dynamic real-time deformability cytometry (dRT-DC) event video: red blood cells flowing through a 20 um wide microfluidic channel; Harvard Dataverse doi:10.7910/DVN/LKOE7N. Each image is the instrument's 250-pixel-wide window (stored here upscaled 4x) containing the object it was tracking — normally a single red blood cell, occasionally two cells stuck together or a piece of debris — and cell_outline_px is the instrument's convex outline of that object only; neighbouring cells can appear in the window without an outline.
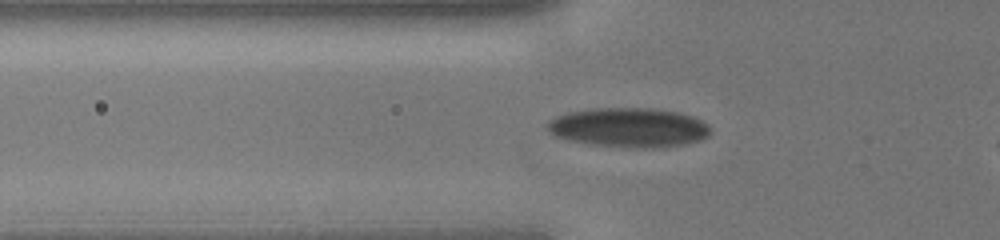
{"species": "human", "species_latin": "Homo sapiens", "temperature_condition": "cold", "stored_images_in_passage": 36, "camera_frame_rate_fps": 3000, "um_per_image_px": 0.085, "donor": {"sex": "male"}, "frame": {"image": 1, "passage_image": 11, "time_ms": 3.333, "image_size_px": [1000, 240], "cell_outline_px": [[712, 132], [708, 136], [700, 140], [684, 144], [664, 148], [636, 148], [588, 144], [568, 140], [556, 136], [548, 128], [548, 120], [564, 112], [592, 108], [652, 108], [680, 112], [696, 116], [708, 124]], "centroid_in_image_um": [53.5, 10.83], "position_along_channel_um": 72.3, "area_um2": 38.03}}
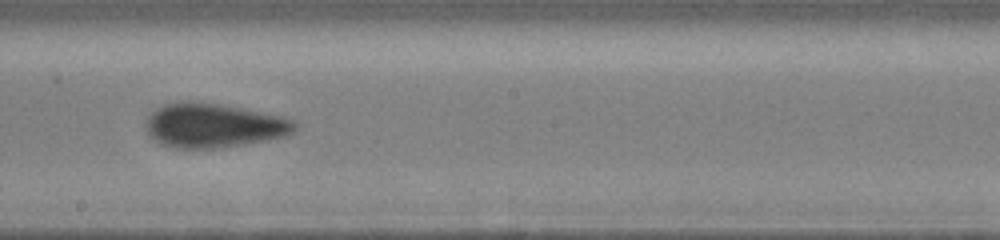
{"frame": {"image": 2, "passage_image": 21, "time_ms": 6.667, "image_size_px": [1000, 240], "cell_outline_px": [[296, 128], [292, 132], [284, 136], [244, 144], [212, 148], [172, 148], [160, 144], [152, 140], [144, 128], [144, 124], [148, 116], [156, 108], [164, 104], [180, 100], [188, 100], [244, 108], [284, 116], [296, 120]], "centroid_in_image_um": [18.1, 10.65], "position_along_channel_um": 230.1, "area_um2": 38.78}}
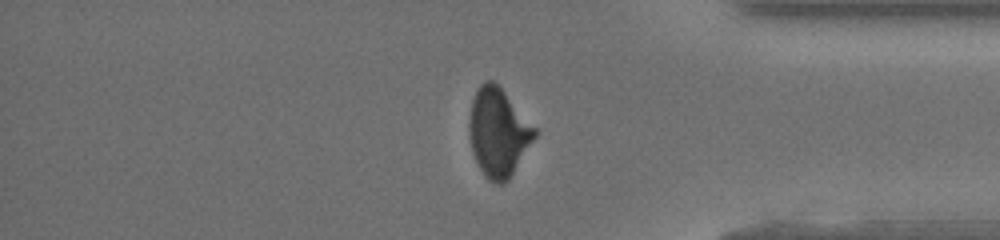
{"frame": {"image": 3, "passage_image": 32, "time_ms": 10.333, "image_size_px": [1000, 240], "cell_outline_px": [[540, 132], [508, 180], [500, 184], [496, 184], [488, 180], [484, 176], [472, 152], [468, 132], [468, 120], [472, 100], [480, 84], [488, 80], [492, 80], [504, 92]], "centroid_in_image_um": [42.35, 11.28], "position_along_channel_um": 392.8, "area_um2": 33.76}}